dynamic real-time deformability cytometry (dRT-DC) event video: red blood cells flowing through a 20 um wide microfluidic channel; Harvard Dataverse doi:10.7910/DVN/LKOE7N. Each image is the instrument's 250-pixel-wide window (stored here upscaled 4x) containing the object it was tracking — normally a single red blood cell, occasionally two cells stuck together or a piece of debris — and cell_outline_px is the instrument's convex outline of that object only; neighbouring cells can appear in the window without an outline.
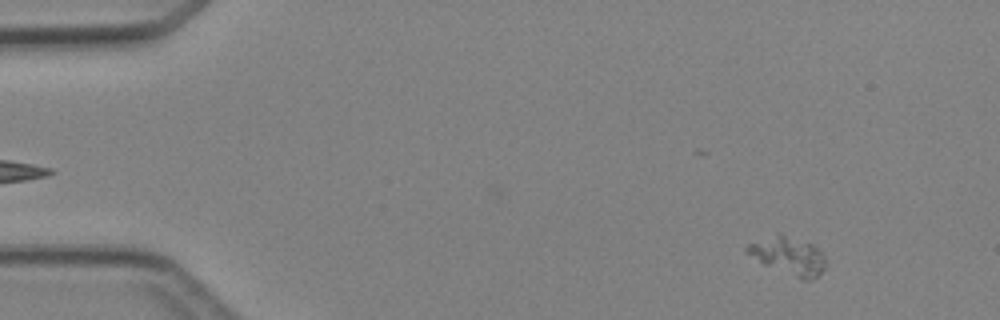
{"species": "Egyptian fruit bat (a non-hibernating species)", "species_latin": "Rousettus aegyptiacus", "temperature_condition": "cold", "stored_images_in_passage": 4, "camera_frame_rate_fps": 3000, "um_per_image_px": 0.085, "animal": {"sex": "female"}, "frame": {"image": 1, "passage_image": 1, "time_ms": 0.0, "image_size_px": [1000, 320], "cell_outline_px": [[824, 268], [812, 280], [804, 280], [764, 264], [744, 252], [744, 248], [748, 244], [780, 232], [812, 244], [824, 256]], "centroid_in_image_um": [66.98, 21.72], "position_along_channel_um": 18.0, "area_um2": 16.99}}
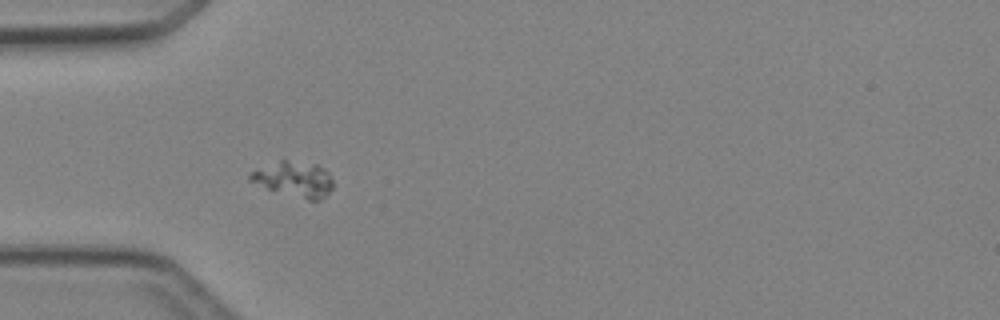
{"frame": {"image": 2, "passage_image": 4, "time_ms": 3.333, "image_size_px": [1000, 320], "cell_outline_px": [[332, 188], [320, 200], [308, 200], [268, 188], [248, 180], [248, 176], [252, 172], [284, 156], [316, 164], [324, 168], [328, 172], [332, 180]], "centroid_in_image_um": [25.01, 15.16], "position_along_channel_um": 60.0, "area_um2": 17.28}}